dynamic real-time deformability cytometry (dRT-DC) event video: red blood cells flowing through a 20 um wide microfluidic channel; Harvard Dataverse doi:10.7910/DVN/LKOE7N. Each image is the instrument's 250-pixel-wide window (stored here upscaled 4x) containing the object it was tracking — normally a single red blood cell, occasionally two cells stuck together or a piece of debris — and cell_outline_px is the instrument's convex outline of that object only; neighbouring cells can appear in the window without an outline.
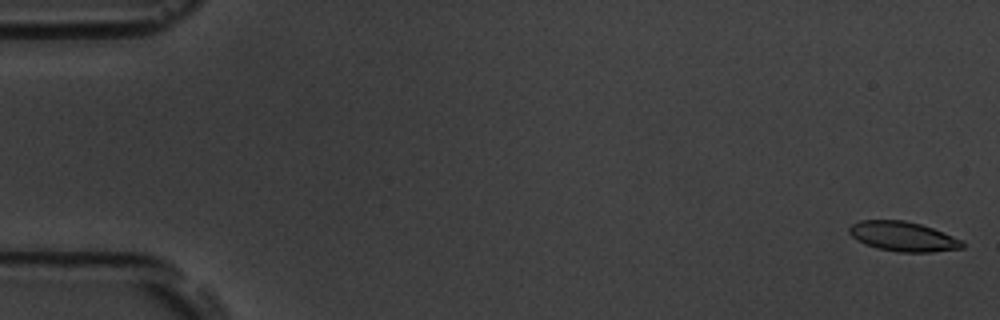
{"species": "common noctule bat (a hibernating species)", "species_latin": "Nyctalus noctula", "temperature_condition": "room temperature", "stored_images_in_passage": 57, "segment_of_instrument_passage": [1, 2], "camera_frame_rate_fps": 3000, "um_per_image_px": 0.085, "animal": {"sex": "male", "body_mass_g": 19.5, "forearm_length_mm": 54.6}, "frame": {"image": 1, "passage_image": 1, "time_ms": 0.0, "image_size_px": [1000, 320], "cell_outline_px": [[964, 248], [932, 252], [900, 252], [876, 248], [864, 244], [856, 240], [848, 232], [848, 228], [852, 224], [860, 220], [904, 220], [920, 224], [932, 228], [964, 240]], "centroid_in_image_um": [76.76, 20.1], "position_along_channel_um": 8.2, "area_um2": 19.71}}
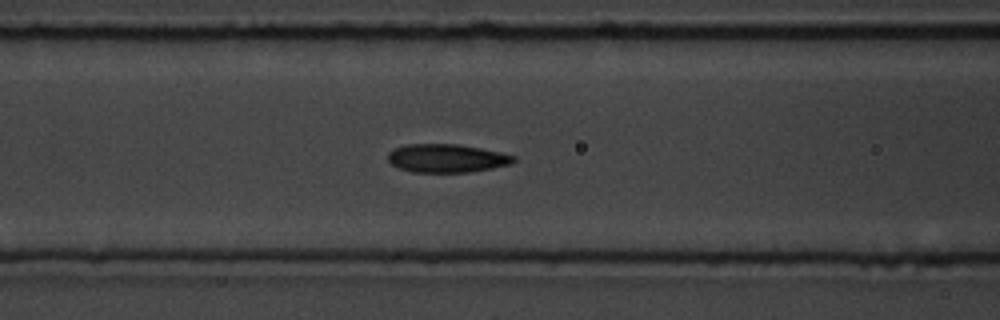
{"frame": {"image": 2, "passage_image": 23, "time_ms": 7.333, "image_size_px": [1000, 320], "cell_outline_px": [[516, 160], [512, 164], [492, 168], [468, 172], [412, 172], [400, 168], [392, 164], [388, 160], [388, 152], [396, 148], [408, 144], [460, 144], [500, 152], [516, 156]], "centroid_in_image_um": [38.0, 13.45], "position_along_channel_um": 128.6, "area_um2": 20.75}}
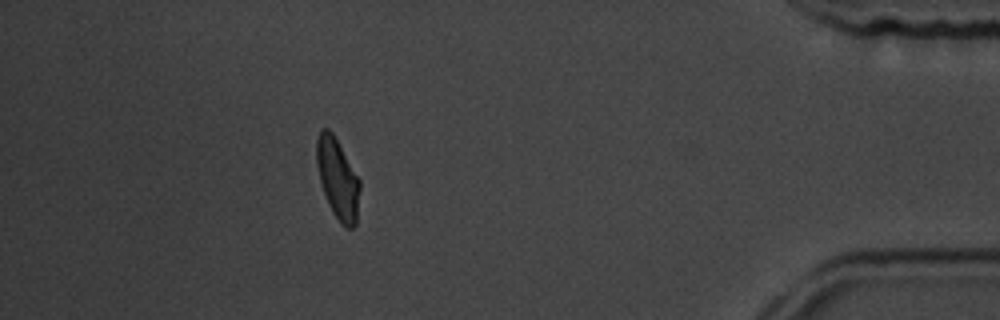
{"frame": {"image": 3, "passage_image": 50, "time_ms": 16.333, "image_size_px": [1000, 320], "cell_outline_px": [[360, 188], [356, 224], [352, 228], [344, 228], [340, 224], [332, 212], [328, 204], [320, 180], [316, 164], [316, 140], [320, 128], [328, 128], [332, 132], [360, 180]], "centroid_in_image_um": [28.69, 15.2], "position_along_channel_um": 406.5, "area_um2": 20.29}}